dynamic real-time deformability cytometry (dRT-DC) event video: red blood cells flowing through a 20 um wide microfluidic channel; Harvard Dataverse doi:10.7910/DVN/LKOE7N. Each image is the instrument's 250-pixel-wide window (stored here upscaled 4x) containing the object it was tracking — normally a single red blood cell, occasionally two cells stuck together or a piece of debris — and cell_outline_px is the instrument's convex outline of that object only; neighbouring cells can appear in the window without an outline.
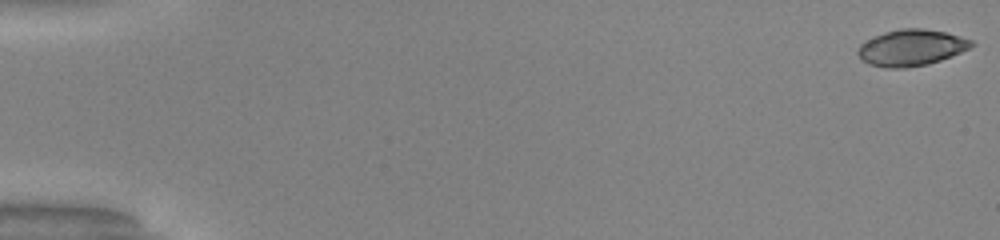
{"species": "common noctule bat (a hibernating species)", "species_latin": "Nyctalus noctula", "temperature_condition": "warm", "stored_images_in_passage": 51, "camera_frame_rate_fps": 3000, "um_per_image_px": 0.085, "animal": {"sex": "male", "body_mass_g": 20.0, "forearm_length_mm": 53.3}, "frame": {"image": 1, "passage_image": 1, "time_ms": 0.0, "image_size_px": [1000, 240], "cell_outline_px": [[976, 44], [952, 56], [928, 64], [904, 68], [884, 68], [868, 64], [860, 60], [856, 52], [856, 48], [860, 44], [884, 32], [900, 28], [924, 28], [944, 32], [960, 36], [972, 40]], "centroid_in_image_um": [77.42, 4.06], "position_along_channel_um": 7.6, "area_um2": 24.16}}
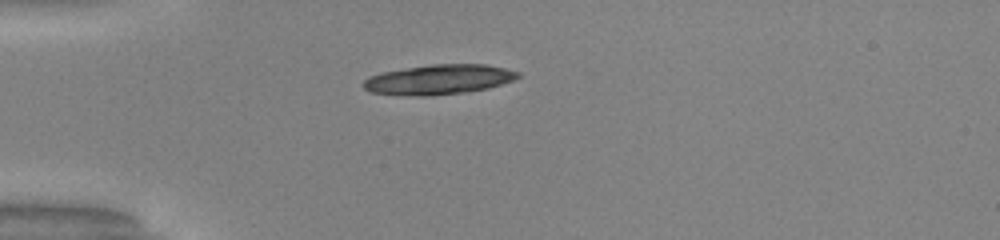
{"frame": {"image": 2, "passage_image": 15, "time_ms": 4.667, "image_size_px": [1000, 240], "cell_outline_px": [[520, 76], [512, 80], [488, 88], [468, 92], [428, 96], [416, 96], [372, 92], [364, 88], [360, 84], [368, 76], [384, 72], [432, 64], [488, 64], [520, 72]], "centroid_in_image_um": [37.3, 6.76], "position_along_channel_um": 47.7, "area_um2": 26.76}, "authors_computed_cell_mechanics": {"area_um2": 24.4494, "velocity_mm_per_s": 4.1208, "shape_relaxation_time_tau1_ms": 2.58, "shape_relaxation_time_tau2_ms": 2.7003, "deformation_change_tau1": 0.3356, "deformation_change_tau2": 0.055}}